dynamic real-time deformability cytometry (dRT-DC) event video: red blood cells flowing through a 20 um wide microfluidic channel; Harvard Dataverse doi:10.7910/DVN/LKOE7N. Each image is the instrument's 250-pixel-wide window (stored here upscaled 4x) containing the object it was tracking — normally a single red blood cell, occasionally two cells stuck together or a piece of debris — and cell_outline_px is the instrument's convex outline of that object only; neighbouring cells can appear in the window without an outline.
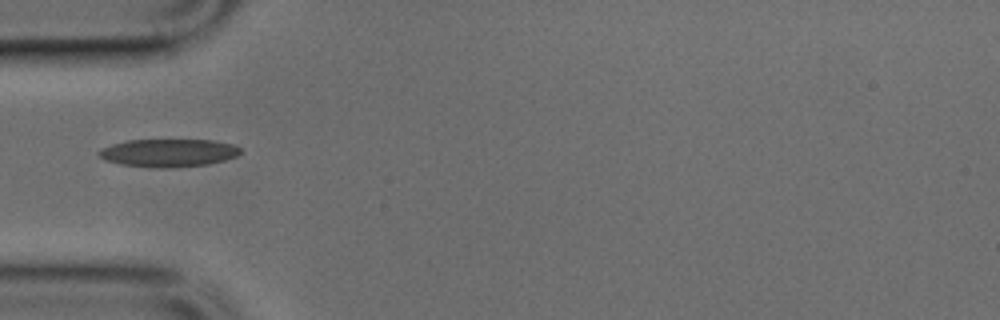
{"species": "common noctule bat (a hibernating species)", "species_latin": "Nyctalus noctula", "temperature_condition": "cold", "stored_images_in_passage": 35, "camera_frame_rate_fps": 3000, "um_per_image_px": 0.085, "animal": {"sex": "male", "body_mass_g": 17.9, "forearm_length_mm": 54.2}, "frame": {"image": 1, "passage_image": 1, "time_ms": 0.0, "image_size_px": [1000, 320], "cell_outline_px": [[240, 152], [236, 156], [224, 160], [208, 164], [164, 168], [160, 168], [120, 164], [104, 160], [96, 152], [100, 148], [112, 144], [128, 140], [212, 140], [236, 144], [240, 148]], "centroid_in_image_um": [14.3, 12.98], "position_along_channel_um": 70.7, "area_um2": 23.0}}
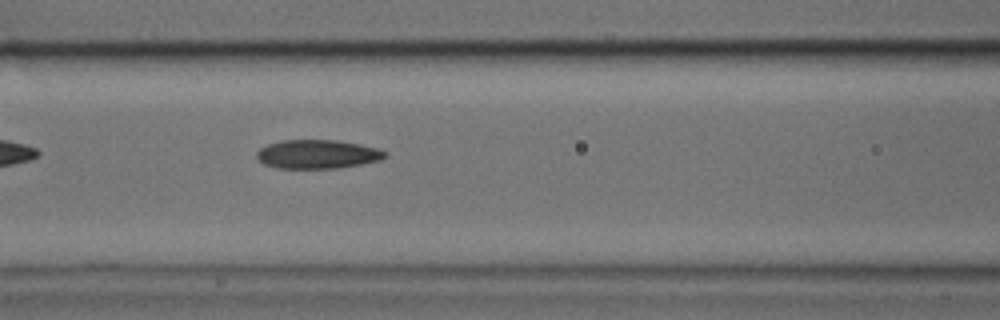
{"frame": {"image": 2, "passage_image": 6, "time_ms": 1.667, "image_size_px": [1000, 320], "cell_outline_px": [[388, 156], [380, 160], [340, 168], [276, 168], [264, 164], [256, 156], [256, 152], [260, 148], [268, 144], [284, 140], [336, 140], [360, 144], [380, 148], [388, 152]], "centroid_in_image_um": [27.02, 13.1], "position_along_channel_um": 139.6, "area_um2": 21.68}}